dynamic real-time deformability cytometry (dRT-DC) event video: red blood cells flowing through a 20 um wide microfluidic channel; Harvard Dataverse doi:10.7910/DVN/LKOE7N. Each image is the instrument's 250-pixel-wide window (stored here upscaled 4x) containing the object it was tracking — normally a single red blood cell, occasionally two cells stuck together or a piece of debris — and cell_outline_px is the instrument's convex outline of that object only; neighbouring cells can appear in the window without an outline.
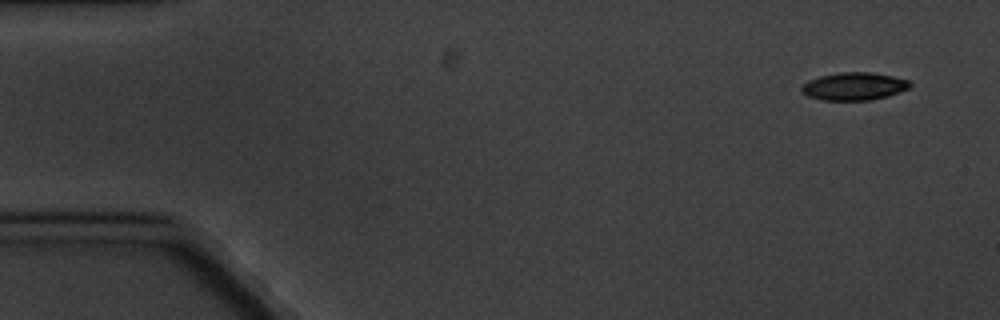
{"species": "common noctule bat (a hibernating species)", "species_latin": "Nyctalus noctula", "temperature_condition": "cold", "stored_images_in_passage": 5, "camera_frame_rate_fps": 3000, "um_per_image_px": 0.085, "animal": {"sex": "male", "body_mass_g": 20.1, "forearm_length_mm": 53.5}, "frame": {"image": 1, "passage_image": 1, "time_ms": 0.0, "image_size_px": [1000, 320], "cell_outline_px": [[912, 84], [908, 88], [888, 96], [868, 100], [824, 100], [808, 96], [800, 88], [808, 80], [820, 76], [840, 72], [872, 72], [892, 76], [908, 80]], "centroid_in_image_um": [72.59, 7.33], "position_along_channel_um": 12.4, "area_um2": 17.34}}
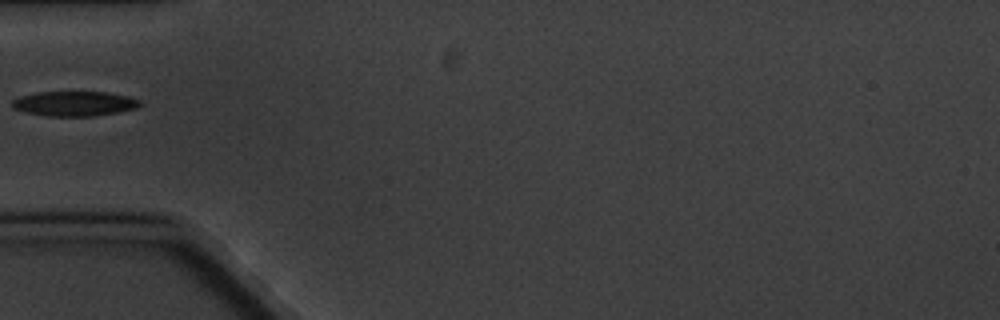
{"frame": {"image": 2, "passage_image": 5, "time_ms": 5.333, "image_size_px": [1000, 320], "cell_outline_px": [[140, 104], [136, 108], [116, 112], [92, 116], [48, 116], [24, 112], [12, 108], [12, 100], [20, 96], [36, 92], [104, 92], [128, 96], [140, 100]], "centroid_in_image_um": [6.27, 8.8], "position_along_channel_um": 78.7, "area_um2": 18.38}}